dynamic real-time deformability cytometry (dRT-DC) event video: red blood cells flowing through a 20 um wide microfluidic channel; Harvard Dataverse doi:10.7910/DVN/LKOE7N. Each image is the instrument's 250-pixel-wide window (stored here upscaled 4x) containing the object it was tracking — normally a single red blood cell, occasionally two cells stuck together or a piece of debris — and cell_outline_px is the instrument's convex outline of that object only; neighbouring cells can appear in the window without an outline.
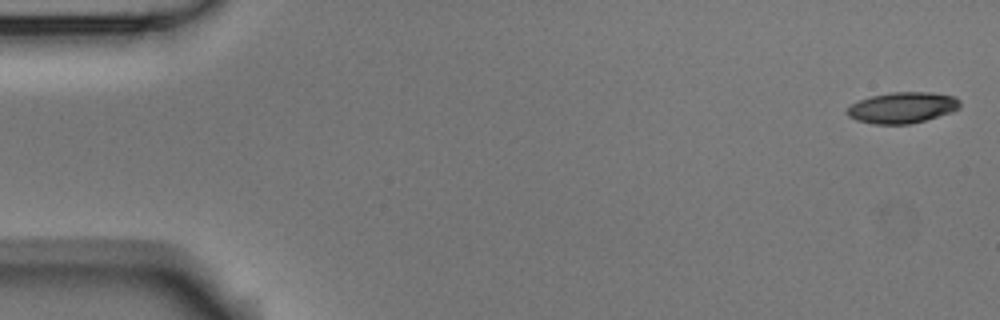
{"species": "Egyptian fruit bat (a non-hibernating species)", "species_latin": "Rousettus aegyptiacus", "temperature_condition": "room temperature", "stored_images_in_passage": 5, "camera_frame_rate_fps": 3000, "um_per_image_px": 0.085, "animal": {"sex": "male"}, "frame": {"image": 1, "passage_image": 1, "time_ms": 0.0, "image_size_px": [1000, 320], "cell_outline_px": [[960, 108], [952, 112], [924, 120], [908, 124], [872, 124], [856, 120], [848, 116], [844, 112], [852, 104], [860, 100], [872, 96], [892, 92], [932, 92], [956, 96], [960, 100]], "centroid_in_image_um": [76.71, 9.14], "position_along_channel_um": 8.3, "area_um2": 20.46}}